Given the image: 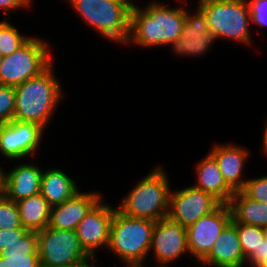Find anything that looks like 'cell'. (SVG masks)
<instances>
[{"instance_id":"cell-1","label":"cell","mask_w":267,"mask_h":267,"mask_svg":"<svg viewBox=\"0 0 267 267\" xmlns=\"http://www.w3.org/2000/svg\"><path fill=\"white\" fill-rule=\"evenodd\" d=\"M152 0L131 10L130 34L125 44L141 48L164 47L175 42L182 33L187 1L177 0L180 7H168L164 1ZM185 3V4H184Z\"/></svg>"},{"instance_id":"cell-2","label":"cell","mask_w":267,"mask_h":267,"mask_svg":"<svg viewBox=\"0 0 267 267\" xmlns=\"http://www.w3.org/2000/svg\"><path fill=\"white\" fill-rule=\"evenodd\" d=\"M54 65L52 63L40 75L15 87L14 120L36 123L48 129L50 119L64 99V89L55 76Z\"/></svg>"},{"instance_id":"cell-3","label":"cell","mask_w":267,"mask_h":267,"mask_svg":"<svg viewBox=\"0 0 267 267\" xmlns=\"http://www.w3.org/2000/svg\"><path fill=\"white\" fill-rule=\"evenodd\" d=\"M170 186L166 170L158 164L123 197L117 209L130 217L152 221L166 218L169 214Z\"/></svg>"},{"instance_id":"cell-4","label":"cell","mask_w":267,"mask_h":267,"mask_svg":"<svg viewBox=\"0 0 267 267\" xmlns=\"http://www.w3.org/2000/svg\"><path fill=\"white\" fill-rule=\"evenodd\" d=\"M154 225L155 221L124 215L116 207L107 250L125 266H146Z\"/></svg>"},{"instance_id":"cell-5","label":"cell","mask_w":267,"mask_h":267,"mask_svg":"<svg viewBox=\"0 0 267 267\" xmlns=\"http://www.w3.org/2000/svg\"><path fill=\"white\" fill-rule=\"evenodd\" d=\"M84 24L96 30L102 38L125 45L130 34L131 10L135 4L110 0H67Z\"/></svg>"},{"instance_id":"cell-6","label":"cell","mask_w":267,"mask_h":267,"mask_svg":"<svg viewBox=\"0 0 267 267\" xmlns=\"http://www.w3.org/2000/svg\"><path fill=\"white\" fill-rule=\"evenodd\" d=\"M196 6L205 15L214 40L229 39L251 46L253 39L247 0H198Z\"/></svg>"},{"instance_id":"cell-7","label":"cell","mask_w":267,"mask_h":267,"mask_svg":"<svg viewBox=\"0 0 267 267\" xmlns=\"http://www.w3.org/2000/svg\"><path fill=\"white\" fill-rule=\"evenodd\" d=\"M50 44L43 37H31L18 50L3 57L0 64V85H20L40 75L54 61Z\"/></svg>"},{"instance_id":"cell-8","label":"cell","mask_w":267,"mask_h":267,"mask_svg":"<svg viewBox=\"0 0 267 267\" xmlns=\"http://www.w3.org/2000/svg\"><path fill=\"white\" fill-rule=\"evenodd\" d=\"M41 267H58L90 256L82 248L76 231L46 227L37 232Z\"/></svg>"},{"instance_id":"cell-9","label":"cell","mask_w":267,"mask_h":267,"mask_svg":"<svg viewBox=\"0 0 267 267\" xmlns=\"http://www.w3.org/2000/svg\"><path fill=\"white\" fill-rule=\"evenodd\" d=\"M45 129L32 122L12 120L0 124V155L6 160H21L37 153Z\"/></svg>"},{"instance_id":"cell-10","label":"cell","mask_w":267,"mask_h":267,"mask_svg":"<svg viewBox=\"0 0 267 267\" xmlns=\"http://www.w3.org/2000/svg\"><path fill=\"white\" fill-rule=\"evenodd\" d=\"M221 204L212 194L190 185L170 192L168 217L187 228Z\"/></svg>"},{"instance_id":"cell-11","label":"cell","mask_w":267,"mask_h":267,"mask_svg":"<svg viewBox=\"0 0 267 267\" xmlns=\"http://www.w3.org/2000/svg\"><path fill=\"white\" fill-rule=\"evenodd\" d=\"M231 220L232 212L229 204H221L216 210L188 226L187 247L190 256L192 255L196 261H202Z\"/></svg>"},{"instance_id":"cell-12","label":"cell","mask_w":267,"mask_h":267,"mask_svg":"<svg viewBox=\"0 0 267 267\" xmlns=\"http://www.w3.org/2000/svg\"><path fill=\"white\" fill-rule=\"evenodd\" d=\"M156 261L155 267H168L176 263L184 253H189L187 247V229L169 217L155 221L149 253Z\"/></svg>"},{"instance_id":"cell-13","label":"cell","mask_w":267,"mask_h":267,"mask_svg":"<svg viewBox=\"0 0 267 267\" xmlns=\"http://www.w3.org/2000/svg\"><path fill=\"white\" fill-rule=\"evenodd\" d=\"M115 209L103 201L102 197L78 224L75 230L77 237L89 256L96 257L97 250L108 248Z\"/></svg>"},{"instance_id":"cell-14","label":"cell","mask_w":267,"mask_h":267,"mask_svg":"<svg viewBox=\"0 0 267 267\" xmlns=\"http://www.w3.org/2000/svg\"><path fill=\"white\" fill-rule=\"evenodd\" d=\"M215 40L208 28L203 12L196 7L193 13L186 9V18L181 36L170 44L171 51L178 57H198L211 49Z\"/></svg>"},{"instance_id":"cell-15","label":"cell","mask_w":267,"mask_h":267,"mask_svg":"<svg viewBox=\"0 0 267 267\" xmlns=\"http://www.w3.org/2000/svg\"><path fill=\"white\" fill-rule=\"evenodd\" d=\"M208 153L217 162L226 184L234 192L241 191L247 181L243 172L246 161L249 160V149L236 143H221L215 144Z\"/></svg>"},{"instance_id":"cell-16","label":"cell","mask_w":267,"mask_h":267,"mask_svg":"<svg viewBox=\"0 0 267 267\" xmlns=\"http://www.w3.org/2000/svg\"><path fill=\"white\" fill-rule=\"evenodd\" d=\"M102 196L97 191H79L62 204L52 206L48 227L75 231L81 220Z\"/></svg>"},{"instance_id":"cell-17","label":"cell","mask_w":267,"mask_h":267,"mask_svg":"<svg viewBox=\"0 0 267 267\" xmlns=\"http://www.w3.org/2000/svg\"><path fill=\"white\" fill-rule=\"evenodd\" d=\"M12 167L5 172L4 195L7 198L18 202L40 193L43 169L38 164L21 161Z\"/></svg>"},{"instance_id":"cell-18","label":"cell","mask_w":267,"mask_h":267,"mask_svg":"<svg viewBox=\"0 0 267 267\" xmlns=\"http://www.w3.org/2000/svg\"><path fill=\"white\" fill-rule=\"evenodd\" d=\"M210 267H244V257L235 225L230 222L214 242L210 253L202 260Z\"/></svg>"},{"instance_id":"cell-19","label":"cell","mask_w":267,"mask_h":267,"mask_svg":"<svg viewBox=\"0 0 267 267\" xmlns=\"http://www.w3.org/2000/svg\"><path fill=\"white\" fill-rule=\"evenodd\" d=\"M196 163L195 176L198 189L212 194L222 204H229L234 191L226 184L215 159L208 153Z\"/></svg>"},{"instance_id":"cell-20","label":"cell","mask_w":267,"mask_h":267,"mask_svg":"<svg viewBox=\"0 0 267 267\" xmlns=\"http://www.w3.org/2000/svg\"><path fill=\"white\" fill-rule=\"evenodd\" d=\"M75 182L73 177L62 169L50 167L43 170L40 193L51 206L59 205L80 191V187Z\"/></svg>"},{"instance_id":"cell-21","label":"cell","mask_w":267,"mask_h":267,"mask_svg":"<svg viewBox=\"0 0 267 267\" xmlns=\"http://www.w3.org/2000/svg\"><path fill=\"white\" fill-rule=\"evenodd\" d=\"M17 203L21 224L28 231H41L49 224L51 205L41 193L22 199Z\"/></svg>"},{"instance_id":"cell-22","label":"cell","mask_w":267,"mask_h":267,"mask_svg":"<svg viewBox=\"0 0 267 267\" xmlns=\"http://www.w3.org/2000/svg\"><path fill=\"white\" fill-rule=\"evenodd\" d=\"M232 217L239 223L267 227V204L252 200L242 191L234 192L229 203Z\"/></svg>"},{"instance_id":"cell-23","label":"cell","mask_w":267,"mask_h":267,"mask_svg":"<svg viewBox=\"0 0 267 267\" xmlns=\"http://www.w3.org/2000/svg\"><path fill=\"white\" fill-rule=\"evenodd\" d=\"M231 222L236 227L241 248L246 258V266L256 267L259 264L260 246L265 239L264 229L259 226L239 223L233 217Z\"/></svg>"},{"instance_id":"cell-24","label":"cell","mask_w":267,"mask_h":267,"mask_svg":"<svg viewBox=\"0 0 267 267\" xmlns=\"http://www.w3.org/2000/svg\"><path fill=\"white\" fill-rule=\"evenodd\" d=\"M10 19L0 22V54L5 57L18 50L32 36L23 35L18 28L9 23Z\"/></svg>"},{"instance_id":"cell-25","label":"cell","mask_w":267,"mask_h":267,"mask_svg":"<svg viewBox=\"0 0 267 267\" xmlns=\"http://www.w3.org/2000/svg\"><path fill=\"white\" fill-rule=\"evenodd\" d=\"M38 255V238L36 231H28L17 241H12L0 251V256Z\"/></svg>"},{"instance_id":"cell-26","label":"cell","mask_w":267,"mask_h":267,"mask_svg":"<svg viewBox=\"0 0 267 267\" xmlns=\"http://www.w3.org/2000/svg\"><path fill=\"white\" fill-rule=\"evenodd\" d=\"M20 227L22 224L17 203L5 195L0 196V230Z\"/></svg>"},{"instance_id":"cell-27","label":"cell","mask_w":267,"mask_h":267,"mask_svg":"<svg viewBox=\"0 0 267 267\" xmlns=\"http://www.w3.org/2000/svg\"><path fill=\"white\" fill-rule=\"evenodd\" d=\"M15 103V87L0 85V124L14 120Z\"/></svg>"},{"instance_id":"cell-28","label":"cell","mask_w":267,"mask_h":267,"mask_svg":"<svg viewBox=\"0 0 267 267\" xmlns=\"http://www.w3.org/2000/svg\"><path fill=\"white\" fill-rule=\"evenodd\" d=\"M241 191L250 199L267 204V174L257 178H247Z\"/></svg>"},{"instance_id":"cell-29","label":"cell","mask_w":267,"mask_h":267,"mask_svg":"<svg viewBox=\"0 0 267 267\" xmlns=\"http://www.w3.org/2000/svg\"><path fill=\"white\" fill-rule=\"evenodd\" d=\"M0 267H41L39 255L0 256Z\"/></svg>"},{"instance_id":"cell-30","label":"cell","mask_w":267,"mask_h":267,"mask_svg":"<svg viewBox=\"0 0 267 267\" xmlns=\"http://www.w3.org/2000/svg\"><path fill=\"white\" fill-rule=\"evenodd\" d=\"M250 9L251 24L267 26V0H247Z\"/></svg>"},{"instance_id":"cell-31","label":"cell","mask_w":267,"mask_h":267,"mask_svg":"<svg viewBox=\"0 0 267 267\" xmlns=\"http://www.w3.org/2000/svg\"><path fill=\"white\" fill-rule=\"evenodd\" d=\"M28 230L23 226L16 229H1L0 230V251L5 248L6 245L11 243L12 241L19 240L22 236H24Z\"/></svg>"},{"instance_id":"cell-32","label":"cell","mask_w":267,"mask_h":267,"mask_svg":"<svg viewBox=\"0 0 267 267\" xmlns=\"http://www.w3.org/2000/svg\"><path fill=\"white\" fill-rule=\"evenodd\" d=\"M33 0H0V11L4 12L5 19H10L8 12L16 10H23L32 7ZM32 3V4H31Z\"/></svg>"},{"instance_id":"cell-33","label":"cell","mask_w":267,"mask_h":267,"mask_svg":"<svg viewBox=\"0 0 267 267\" xmlns=\"http://www.w3.org/2000/svg\"><path fill=\"white\" fill-rule=\"evenodd\" d=\"M98 258L90 256L89 258L82 259L78 262L69 264V265H63V266H58V267H97L100 265H96V262Z\"/></svg>"},{"instance_id":"cell-34","label":"cell","mask_w":267,"mask_h":267,"mask_svg":"<svg viewBox=\"0 0 267 267\" xmlns=\"http://www.w3.org/2000/svg\"><path fill=\"white\" fill-rule=\"evenodd\" d=\"M266 124V125H265ZM264 124V129H263V133H262V141H261V149L263 150L262 154H264L265 157H267V118H266V122Z\"/></svg>"},{"instance_id":"cell-35","label":"cell","mask_w":267,"mask_h":267,"mask_svg":"<svg viewBox=\"0 0 267 267\" xmlns=\"http://www.w3.org/2000/svg\"><path fill=\"white\" fill-rule=\"evenodd\" d=\"M267 254V240L264 239L260 246L259 263L264 259Z\"/></svg>"},{"instance_id":"cell-36","label":"cell","mask_w":267,"mask_h":267,"mask_svg":"<svg viewBox=\"0 0 267 267\" xmlns=\"http://www.w3.org/2000/svg\"><path fill=\"white\" fill-rule=\"evenodd\" d=\"M5 170L0 166V196L4 195V185H5Z\"/></svg>"},{"instance_id":"cell-37","label":"cell","mask_w":267,"mask_h":267,"mask_svg":"<svg viewBox=\"0 0 267 267\" xmlns=\"http://www.w3.org/2000/svg\"><path fill=\"white\" fill-rule=\"evenodd\" d=\"M256 267H267V254L264 259Z\"/></svg>"},{"instance_id":"cell-38","label":"cell","mask_w":267,"mask_h":267,"mask_svg":"<svg viewBox=\"0 0 267 267\" xmlns=\"http://www.w3.org/2000/svg\"><path fill=\"white\" fill-rule=\"evenodd\" d=\"M110 1L123 3V4H134L132 0H110Z\"/></svg>"},{"instance_id":"cell-39","label":"cell","mask_w":267,"mask_h":267,"mask_svg":"<svg viewBox=\"0 0 267 267\" xmlns=\"http://www.w3.org/2000/svg\"><path fill=\"white\" fill-rule=\"evenodd\" d=\"M199 263H201V265L200 266H194V267H209L205 262H203V261H198ZM206 265V266H205Z\"/></svg>"},{"instance_id":"cell-40","label":"cell","mask_w":267,"mask_h":267,"mask_svg":"<svg viewBox=\"0 0 267 267\" xmlns=\"http://www.w3.org/2000/svg\"><path fill=\"white\" fill-rule=\"evenodd\" d=\"M264 229V235H265V239L267 240V227L263 228Z\"/></svg>"},{"instance_id":"cell-41","label":"cell","mask_w":267,"mask_h":267,"mask_svg":"<svg viewBox=\"0 0 267 267\" xmlns=\"http://www.w3.org/2000/svg\"><path fill=\"white\" fill-rule=\"evenodd\" d=\"M3 56L0 54V64L2 62Z\"/></svg>"},{"instance_id":"cell-42","label":"cell","mask_w":267,"mask_h":267,"mask_svg":"<svg viewBox=\"0 0 267 267\" xmlns=\"http://www.w3.org/2000/svg\"><path fill=\"white\" fill-rule=\"evenodd\" d=\"M134 267H146V266H134ZM147 267H148V265H147ZM150 267H152V266H150Z\"/></svg>"}]
</instances>
